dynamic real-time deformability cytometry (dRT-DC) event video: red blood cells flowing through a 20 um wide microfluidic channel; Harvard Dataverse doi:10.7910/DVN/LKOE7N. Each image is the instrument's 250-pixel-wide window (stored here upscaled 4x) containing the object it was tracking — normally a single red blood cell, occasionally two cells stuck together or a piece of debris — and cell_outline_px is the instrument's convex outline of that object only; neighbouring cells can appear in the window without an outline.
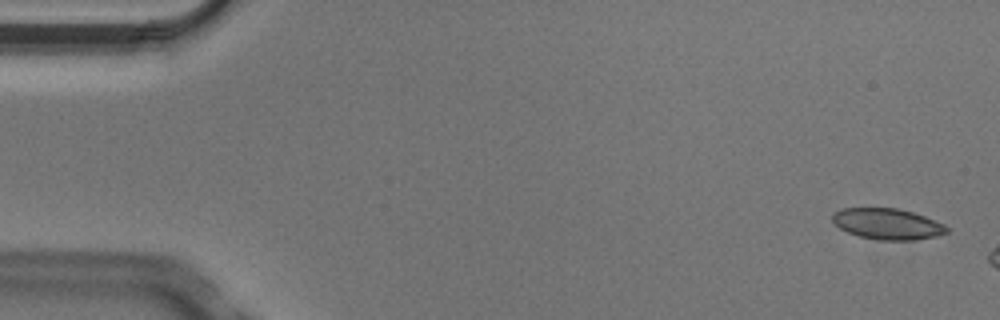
{"species": "Egyptian fruit bat (a non-hibernating species)", "species_latin": "Rousettus aegyptiacus", "temperature_condition": "cold", "stored_images_in_passage": 3, "camera_frame_rate_fps": 3000, "um_per_image_px": 0.085, "animal": {"sex": "male"}, "frame": {"image": 1, "passage_image": 1, "time_ms": 0.0, "image_size_px": [1000, 320], "cell_outline_px": [[948, 232], [936, 236], [912, 240], [880, 240], [860, 236], [848, 232], [840, 228], [832, 220], [832, 212], [840, 208], [896, 208], [912, 212], [924, 216], [944, 224], [948, 228]], "centroid_in_image_um": [75.41, 19.02], "position_along_channel_um": 9.6, "area_um2": 20.52}}